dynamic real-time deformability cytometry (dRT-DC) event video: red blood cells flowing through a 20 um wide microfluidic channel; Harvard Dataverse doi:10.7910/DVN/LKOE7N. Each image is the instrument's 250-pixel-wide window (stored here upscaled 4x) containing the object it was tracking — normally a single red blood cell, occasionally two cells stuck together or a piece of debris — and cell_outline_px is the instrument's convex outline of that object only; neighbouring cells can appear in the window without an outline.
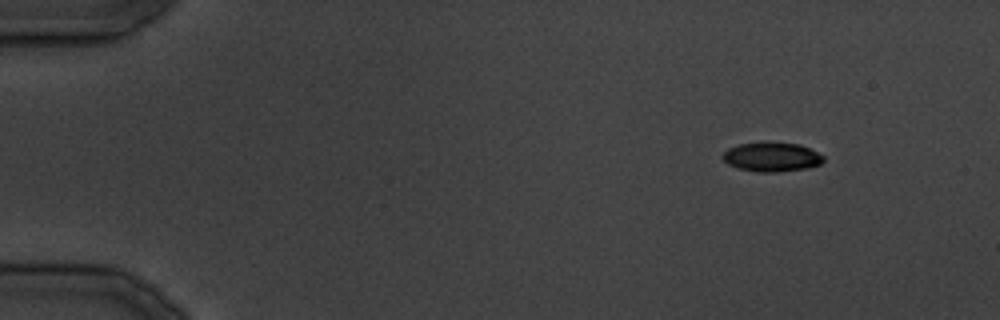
{"species": "common noctule bat (a hibernating species)", "species_latin": "Nyctalus noctula", "temperature_condition": "cold", "stored_images_in_passage": 33, "camera_frame_rate_fps": 3000, "um_per_image_px": 0.085, "animal": {"sex": "male", "body_mass_g": 19.5, "forearm_length_mm": 54.6}, "frame": {"image": 1, "passage_image": 2, "time_ms": 1.0, "image_size_px": [1000, 320], "cell_outline_px": [[824, 160], [820, 164], [808, 168], [776, 172], [756, 172], [740, 168], [728, 164], [720, 156], [728, 148], [740, 144], [800, 144], [824, 156]], "centroid_in_image_um": [65.6, 13.37], "position_along_channel_um": 19.4, "area_um2": 16.65}}
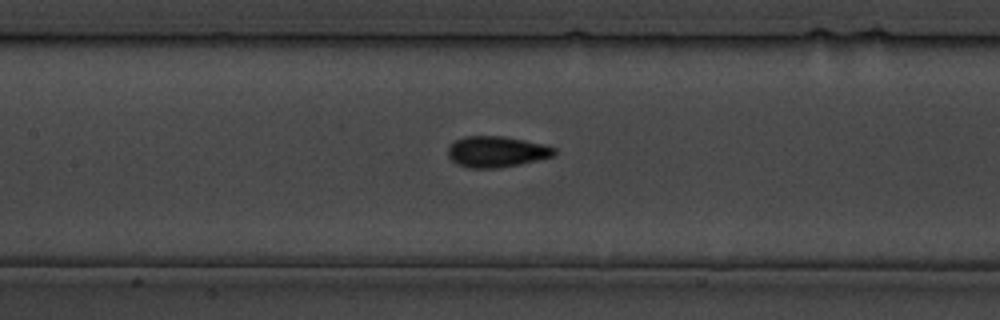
{"frame": {"image": 2, "passage_image": 15, "time_ms": 16.667, "image_size_px": [1000, 320], "cell_outline_px": [[556, 156], [520, 164], [496, 168], [468, 168], [456, 164], [448, 156], [448, 144], [464, 136], [504, 136], [544, 144], [556, 148]], "centroid_in_image_um": [42.2, 12.89], "position_along_channel_um": 165.2, "area_um2": 19.42}}
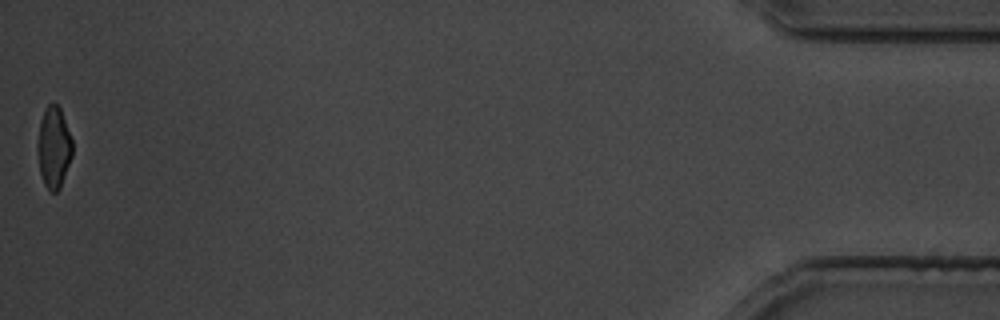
{"frame": {"image": 3, "passage_image": 33, "time_ms": 39.0, "image_size_px": [1000, 320], "cell_outline_px": [[72, 156], [60, 188], [56, 192], [52, 192], [44, 184], [40, 172], [36, 148], [40, 120], [44, 108], [48, 104], [56, 104], [60, 108], [72, 140]], "centroid_in_image_um": [4.55, 12.52], "position_along_channel_um": 430.7, "area_um2": 16.53}}